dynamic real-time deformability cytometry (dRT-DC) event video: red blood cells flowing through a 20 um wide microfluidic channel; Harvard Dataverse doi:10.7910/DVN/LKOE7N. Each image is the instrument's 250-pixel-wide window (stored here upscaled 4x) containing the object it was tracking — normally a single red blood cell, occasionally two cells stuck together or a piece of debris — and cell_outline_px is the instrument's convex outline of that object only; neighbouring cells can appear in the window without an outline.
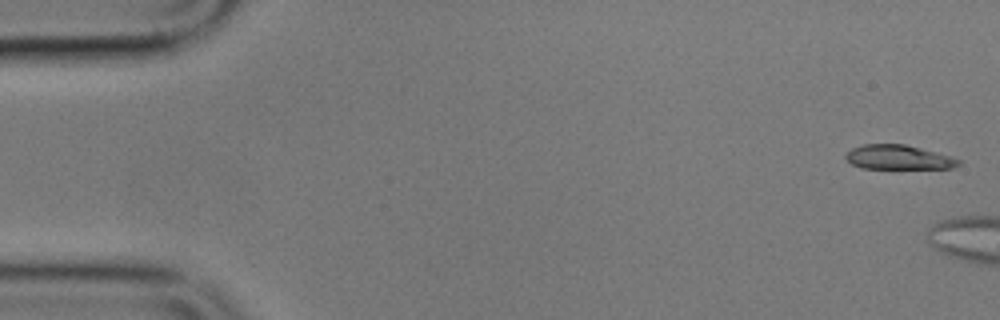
{"species": "common noctule bat (a hibernating species)", "species_latin": "Nyctalus noctula", "temperature_condition": "cold", "stored_images_in_passage": 2, "camera_frame_rate_fps": 3000, "um_per_image_px": 0.085, "animal": {"sex": "male", "body_mass_g": 17.9}, "frame": {"image": 1, "passage_image": 1, "time_ms": 0.0, "image_size_px": [1000, 320], "cell_outline_px": [[960, 164], [952, 168], [860, 168], [852, 164], [844, 156], [852, 148], [864, 144], [904, 144], [952, 156], [960, 160]], "centroid_in_image_um": [76.37, 13.37], "position_along_channel_um": 8.6, "area_um2": 15.9}}